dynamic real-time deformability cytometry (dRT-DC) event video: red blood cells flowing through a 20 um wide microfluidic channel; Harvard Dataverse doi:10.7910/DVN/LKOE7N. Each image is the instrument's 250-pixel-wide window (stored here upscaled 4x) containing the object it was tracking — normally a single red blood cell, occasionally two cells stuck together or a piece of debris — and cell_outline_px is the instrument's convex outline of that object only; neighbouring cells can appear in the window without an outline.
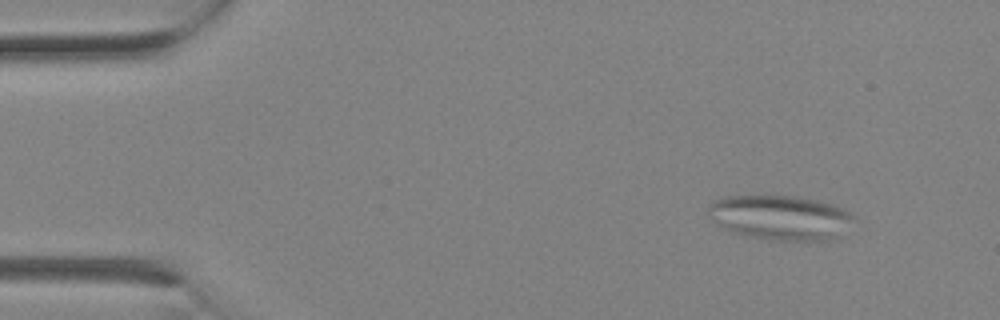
{"species": "Egyptian fruit bat (a non-hibernating species)", "species_latin": "Rousettus aegyptiacus", "temperature_condition": "room temperature", "stored_images_in_passage": 2, "camera_frame_rate_fps": 3000, "um_per_image_px": 0.085, "animal": {"sex": "female"}, "frame": {"image": 1, "passage_image": 1, "time_ms": 0.0, "image_size_px": [1000, 320], "cell_outline_px": [[852, 216], [840, 236], [828, 240], [776, 240], [748, 236], [732, 232], [716, 224], [708, 216], [708, 204], [712, 200], [728, 196], [792, 196], [816, 200], [832, 204], [852, 212]], "centroid_in_image_um": [66.26, 18.48], "position_along_channel_um": 18.7, "area_um2": 37.57}}